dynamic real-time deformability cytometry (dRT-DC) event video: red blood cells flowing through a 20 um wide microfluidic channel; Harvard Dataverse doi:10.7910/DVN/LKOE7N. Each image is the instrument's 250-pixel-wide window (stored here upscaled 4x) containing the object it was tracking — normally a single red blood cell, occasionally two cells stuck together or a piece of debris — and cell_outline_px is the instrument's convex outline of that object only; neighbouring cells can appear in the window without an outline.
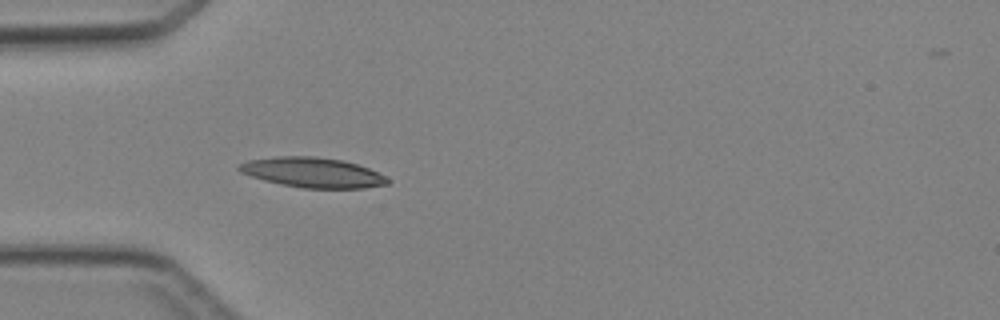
{"species": "Egyptian fruit bat (a non-hibernating species)", "species_latin": "Rousettus aegyptiacus", "temperature_condition": "cold", "stored_images_in_passage": 4, "camera_frame_rate_fps": 3000, "um_per_image_px": 0.085, "animal": {"sex": "female"}, "frame": {"image": 1, "passage_image": 4, "time_ms": 3.333, "image_size_px": [1000, 320], "cell_outline_px": [[392, 180], [388, 184], [364, 188], [300, 188], [280, 184], [264, 180], [240, 172], [236, 168], [240, 164], [248, 160], [276, 156], [316, 156], [344, 160], [368, 168]], "centroid_in_image_um": [26.57, 14.66], "position_along_channel_um": 58.4, "area_um2": 26.01}}